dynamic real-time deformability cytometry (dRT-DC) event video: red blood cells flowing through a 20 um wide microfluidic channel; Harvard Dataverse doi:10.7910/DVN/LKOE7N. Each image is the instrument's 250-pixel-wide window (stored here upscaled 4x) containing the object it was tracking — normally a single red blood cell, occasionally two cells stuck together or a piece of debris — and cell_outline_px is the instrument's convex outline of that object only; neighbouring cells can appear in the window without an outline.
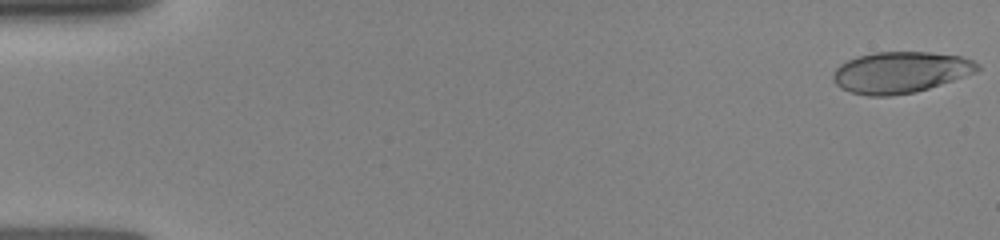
{"species": "human", "species_latin": "Homo sapiens", "temperature_condition": "room temperature", "stored_images_in_passage": 27, "camera_frame_rate_fps": 3000, "um_per_image_px": 0.085, "donor": {"sex": "female"}, "frame": {"image": 1, "passage_image": 1, "time_ms": 0.0, "image_size_px": [1000, 240], "cell_outline_px": [[980, 68], [976, 72], [916, 92], [892, 96], [868, 96], [852, 92], [840, 88], [832, 80], [832, 76], [836, 68], [840, 64], [848, 60], [860, 56], [876, 52], [928, 52], [960, 56], [972, 60], [980, 64]], "centroid_in_image_um": [76.52, 6.15], "position_along_channel_um": 8.5, "area_um2": 34.56}}
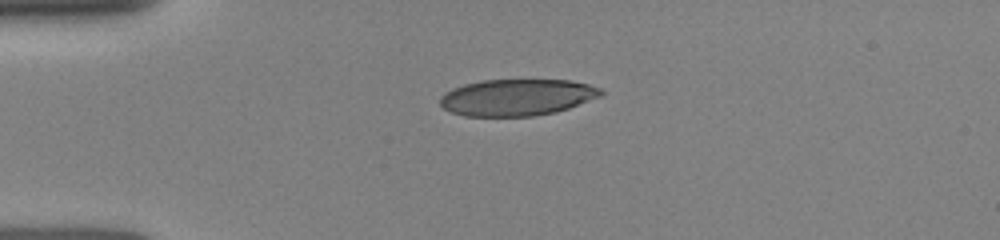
{"frame": {"image": 2, "passage_image": 14, "time_ms": 3.667, "image_size_px": [1000, 240], "cell_outline_px": [[604, 92], [600, 96], [568, 108], [556, 112], [532, 116], [464, 116], [452, 112], [444, 108], [440, 104], [440, 96], [444, 92], [452, 88], [464, 84], [484, 80], [568, 80], [588, 84], [600, 88]], "centroid_in_image_um": [43.92, 8.27], "position_along_channel_um": 41.1, "area_um2": 34.22}}
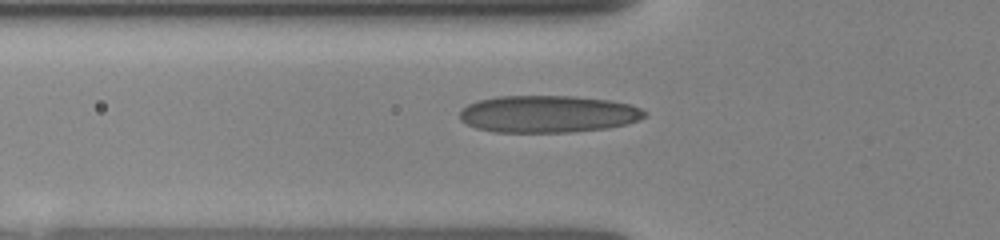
{"frame": {"image": 3, "passage_image": 22, "time_ms": 5.333, "image_size_px": [1000, 240], "cell_outline_px": [[648, 116], [628, 124], [608, 128], [568, 132], [492, 132], [476, 128], [460, 120], [460, 108], [476, 100], [496, 96], [572, 96], [608, 100], [628, 104], [640, 108], [648, 112]], "centroid_in_image_um": [46.56, 9.69], "position_along_channel_um": 79.2, "area_um2": 40.29}}